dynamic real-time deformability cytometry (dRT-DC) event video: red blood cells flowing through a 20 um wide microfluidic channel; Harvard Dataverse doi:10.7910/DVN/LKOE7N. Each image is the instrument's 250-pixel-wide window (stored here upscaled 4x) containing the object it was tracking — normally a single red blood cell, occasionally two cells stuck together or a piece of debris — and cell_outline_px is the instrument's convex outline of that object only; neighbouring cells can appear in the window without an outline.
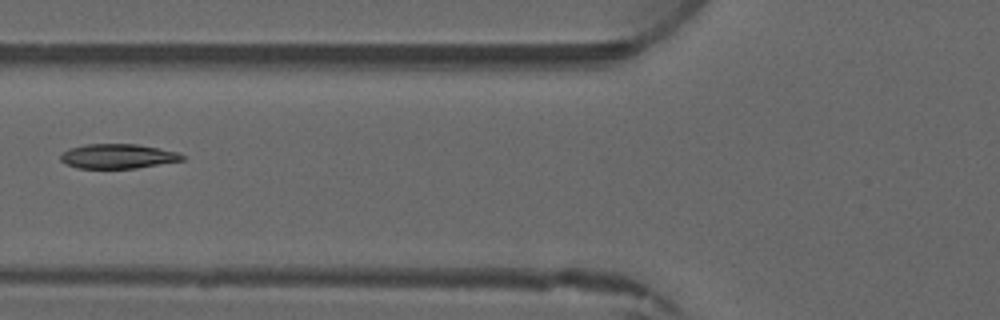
{"species": "common noctule bat (a hibernating species)", "species_latin": "Nyctalus noctula", "temperature_condition": "warm", "stored_images_in_passage": 6, "camera_frame_rate_fps": 3000, "um_per_image_px": 0.085, "animal": {"sex": "male", "forearm_length_mm": 52.5}, "frame": {"image": 1, "passage_image": 6, "time_ms": 5.667, "image_size_px": [1000, 320], "cell_outline_px": [[184, 160], [136, 168], [80, 168], [64, 164], [60, 160], [60, 156], [68, 148], [84, 144], [136, 144], [180, 152], [184, 156]], "centroid_in_image_um": [10.0, 13.27], "position_along_channel_um": 115.8, "area_um2": 17.46}}